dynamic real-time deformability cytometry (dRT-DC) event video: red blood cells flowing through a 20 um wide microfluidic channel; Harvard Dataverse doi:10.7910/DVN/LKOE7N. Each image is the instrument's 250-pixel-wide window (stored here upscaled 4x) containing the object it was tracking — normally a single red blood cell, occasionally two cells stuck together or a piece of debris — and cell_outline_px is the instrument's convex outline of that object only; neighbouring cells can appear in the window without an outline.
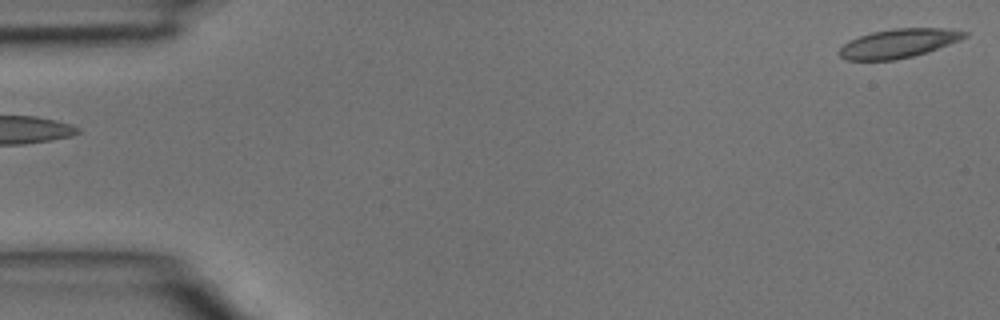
{"species": "common noctule bat (a hibernating species)", "species_latin": "Nyctalus noctula", "temperature_condition": "room temperature", "stored_images_in_passage": 4, "camera_frame_rate_fps": 3000, "um_per_image_px": 0.085, "animal": {"sex": "male", "body_mass_g": 15.6}, "frame": {"image": 1, "passage_image": 4, "time_ms": 1.0, "image_size_px": [1000, 320], "cell_outline_px": [[968, 36], [960, 40], [928, 52], [896, 60], [844, 60], [836, 52], [848, 40], [872, 32], [896, 28], [940, 28], [968, 32]], "centroid_in_image_um": [76.34, 3.69], "position_along_channel_um": 8.7, "area_um2": 21.15}}